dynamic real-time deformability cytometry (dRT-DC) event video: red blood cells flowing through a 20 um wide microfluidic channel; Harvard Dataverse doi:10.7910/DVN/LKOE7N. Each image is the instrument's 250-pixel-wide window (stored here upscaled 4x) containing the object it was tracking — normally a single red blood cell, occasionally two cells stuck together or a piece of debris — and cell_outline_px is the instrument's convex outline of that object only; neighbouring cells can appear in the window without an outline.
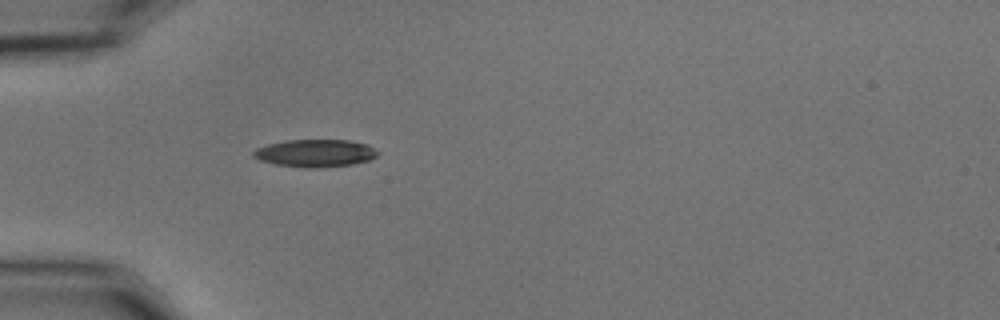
{"species": "common noctule bat (a hibernating species)", "species_latin": "Nyctalus noctula", "temperature_condition": "cold", "stored_images_in_passage": 39, "camera_frame_rate_fps": 3000, "um_per_image_px": 0.085, "animal": {"sex": "male", "body_mass_g": 15.6}, "frame": {"image": 1, "passage_image": 1, "time_ms": 0.0, "image_size_px": [1000, 320], "cell_outline_px": [[380, 152], [376, 156], [368, 160], [352, 164], [316, 168], [304, 168], [276, 164], [260, 160], [252, 156], [252, 152], [256, 148], [268, 144], [284, 140], [348, 140], [368, 144]], "centroid_in_image_um": [26.78, 13.01], "position_along_channel_um": 58.2, "area_um2": 20.0}}
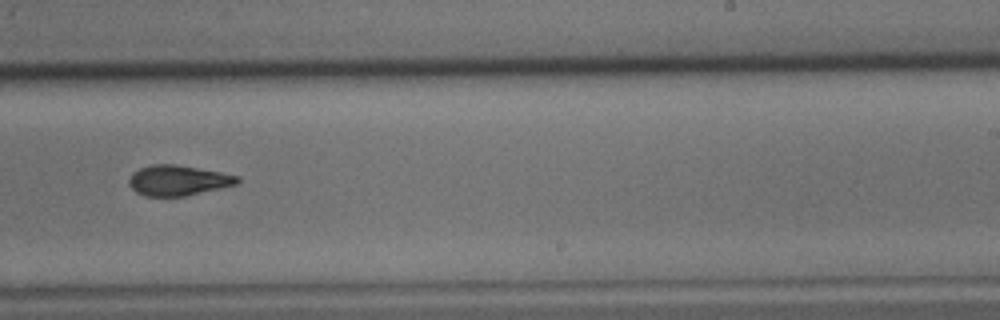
{"frame": {"image": 2, "passage_image": 19, "time_ms": 6.0, "image_size_px": [1000, 320], "cell_outline_px": [[240, 180], [236, 184], [220, 188], [184, 196], [144, 196], [136, 192], [128, 184], [128, 180], [132, 172], [140, 168], [152, 164], [172, 164], [220, 172], [240, 176]], "centroid_in_image_um": [15.1, 15.33], "position_along_channel_um": 273.9, "area_um2": 19.02}}
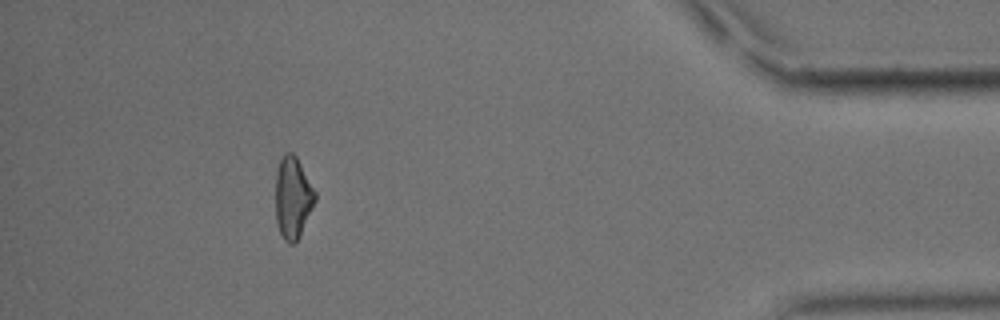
{"frame": {"image": 3, "passage_image": 34, "time_ms": 11.0, "image_size_px": [1000, 320], "cell_outline_px": [[316, 200], [300, 236], [292, 244], [288, 244], [284, 240], [280, 232], [276, 220], [276, 168], [284, 152], [292, 152], [296, 156], [316, 192]], "centroid_in_image_um": [24.89, 16.79], "position_along_channel_um": 410.3, "area_um2": 18.84}, "authors_computed_cell_mechanics": {"area_um2": 19.5364, "velocity_mm_per_s": 3.6929, "shape_relaxation_time_tau1_ms": 4.2484, "shape_relaxation_time_tau2_ms": 4.0362, "deformation_change_tau1": 0.113, "deformation_change_tau2": 0.1103}}